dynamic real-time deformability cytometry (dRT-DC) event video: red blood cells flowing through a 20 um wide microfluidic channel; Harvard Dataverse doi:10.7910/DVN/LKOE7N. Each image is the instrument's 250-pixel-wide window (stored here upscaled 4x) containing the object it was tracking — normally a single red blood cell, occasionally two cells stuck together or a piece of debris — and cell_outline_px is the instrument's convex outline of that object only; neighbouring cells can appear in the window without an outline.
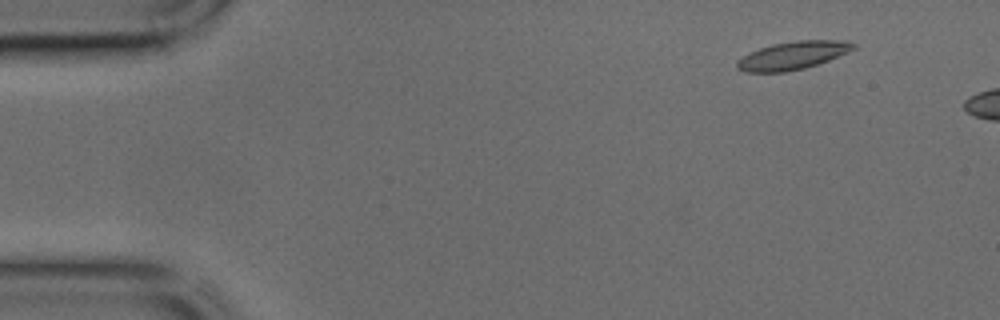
{"species": "common noctule bat (a hibernating species)", "species_latin": "Nyctalus noctula", "temperature_condition": "cold", "stored_images_in_passage": 41, "camera_frame_rate_fps": 3000, "um_per_image_px": 0.085, "animal": {"sex": "male", "body_mass_g": 17.9, "forearm_length_mm": 54.2}, "frame": {"image": 1, "passage_image": 5, "time_ms": 1.333, "image_size_px": [1000, 320], "cell_outline_px": [[856, 48], [848, 52], [828, 60], [804, 68], [784, 72], [744, 72], [736, 68], [736, 64], [744, 56], [760, 48], [772, 44], [796, 40], [848, 40], [856, 44]], "centroid_in_image_um": [67.42, 4.7], "position_along_channel_um": 17.6, "area_um2": 18.84}}
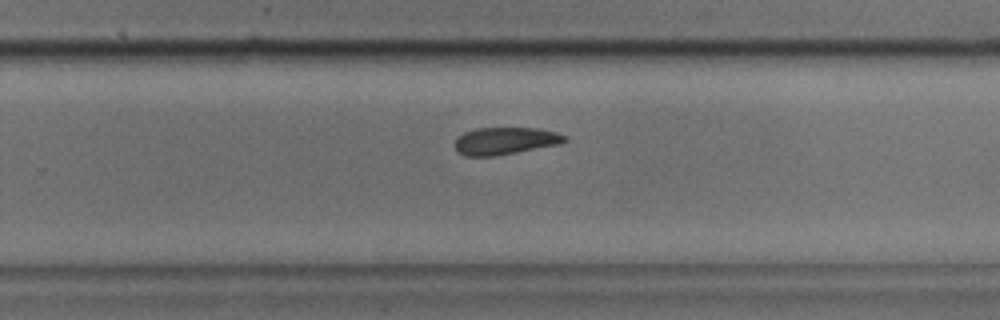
{"frame": {"image": 2, "passage_image": 29, "time_ms": 9.333, "image_size_px": [1000, 320], "cell_outline_px": [[568, 140], [560, 144], [516, 152], [492, 156], [464, 156], [456, 152], [456, 136], [464, 132], [476, 128], [540, 128], [556, 132], [568, 136]], "centroid_in_image_um": [42.94, 11.97], "position_along_channel_um": 286.9, "area_um2": 17.57}}
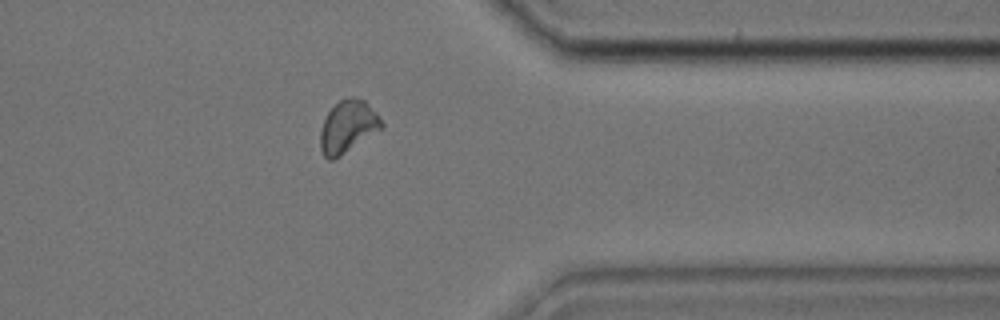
{"frame": {"image": 3, "passage_image": 36, "time_ms": 11.667, "image_size_px": [1000, 320], "cell_outline_px": [[384, 128], [340, 156], [332, 160], [328, 160], [324, 156], [320, 148], [320, 132], [324, 120], [328, 112], [340, 100], [352, 96], [364, 100], [376, 112], [384, 124]], "centroid_in_image_um": [29.58, 10.78], "position_along_channel_um": 381.8, "area_um2": 18.67}}